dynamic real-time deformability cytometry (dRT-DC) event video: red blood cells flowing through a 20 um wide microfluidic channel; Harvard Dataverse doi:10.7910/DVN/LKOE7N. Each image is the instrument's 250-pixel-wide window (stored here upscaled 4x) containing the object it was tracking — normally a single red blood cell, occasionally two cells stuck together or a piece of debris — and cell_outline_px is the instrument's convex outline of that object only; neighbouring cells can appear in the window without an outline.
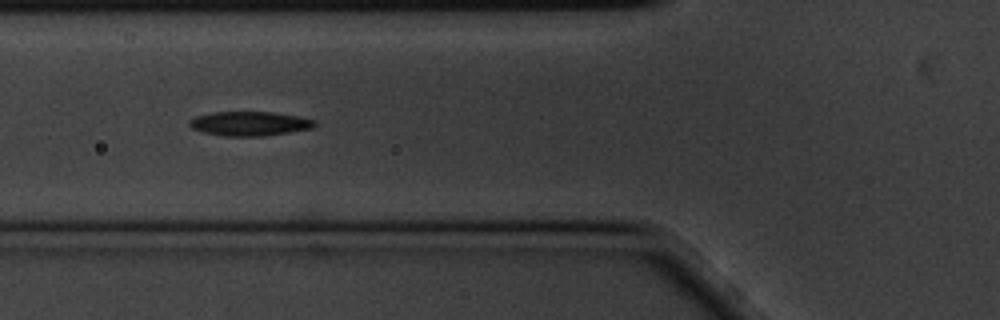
{"species": "common noctule bat (a hibernating species)", "species_latin": "Nyctalus noctula", "temperature_condition": "cold", "stored_images_in_passage": 7, "camera_frame_rate_fps": 3000, "um_per_image_px": 0.085, "animal": {"sex": "male", "body_mass_g": 20.1, "forearm_length_mm": 53.5}, "frame": {"image": 1, "passage_image": 6, "time_ms": 1.667, "image_size_px": [1000, 320], "cell_outline_px": [[316, 124], [312, 128], [288, 132], [260, 136], [228, 136], [204, 132], [192, 128], [188, 124], [188, 120], [196, 116], [212, 112], [272, 112], [296, 116], [316, 120]], "centroid_in_image_um": [21.19, 10.5], "position_along_channel_um": 104.6, "area_um2": 17.51}}
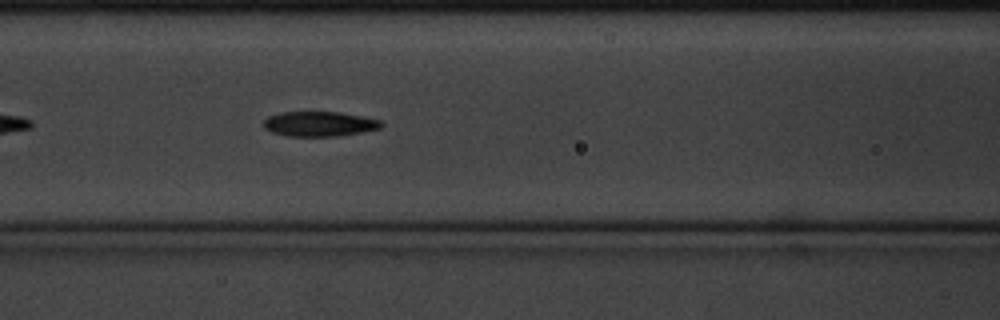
{"frame": {"image": 2, "passage_image": 7, "time_ms": 2.0, "image_size_px": [1000, 320], "cell_outline_px": [[384, 124], [380, 128], [360, 132], [336, 136], [288, 136], [272, 132], [264, 128], [264, 120], [268, 116], [280, 112], [340, 112], [380, 120]], "centroid_in_image_um": [27.12, 10.53], "position_along_channel_um": 139.5, "area_um2": 16.94}}